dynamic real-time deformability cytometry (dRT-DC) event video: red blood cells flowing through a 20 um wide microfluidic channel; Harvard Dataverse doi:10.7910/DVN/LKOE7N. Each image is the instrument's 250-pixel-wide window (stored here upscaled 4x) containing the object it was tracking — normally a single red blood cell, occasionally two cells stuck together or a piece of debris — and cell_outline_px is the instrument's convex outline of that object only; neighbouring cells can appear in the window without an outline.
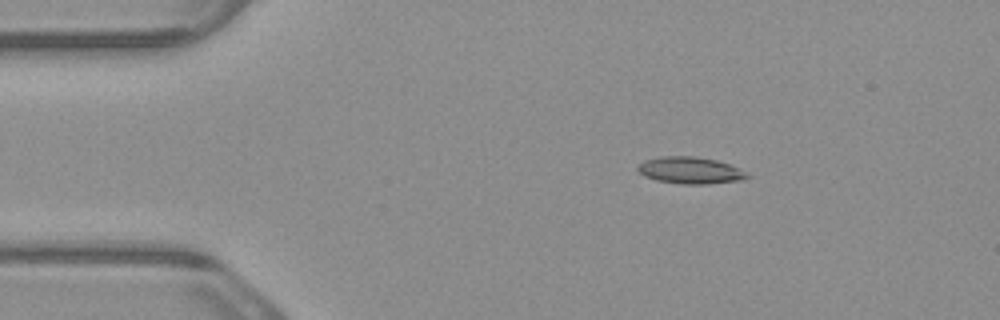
{"species": "common noctule bat (a hibernating species)", "species_latin": "Nyctalus noctula", "temperature_condition": "warm", "stored_images_in_passage": 4, "camera_frame_rate_fps": 3000, "um_per_image_px": 0.085, "animal": {"sex": "male", "body_mass_g": 23.1, "forearm_length_mm": 52.7}, "frame": {"image": 1, "passage_image": 2, "time_ms": 0.333, "image_size_px": [1000, 320], "cell_outline_px": [[752, 176], [740, 180], [708, 184], [680, 184], [656, 180], [644, 176], [636, 168], [644, 160], [660, 156], [696, 156], [716, 160], [740, 168]], "centroid_in_image_um": [58.67, 14.48], "position_along_channel_um": 26.3, "area_um2": 17.17}}
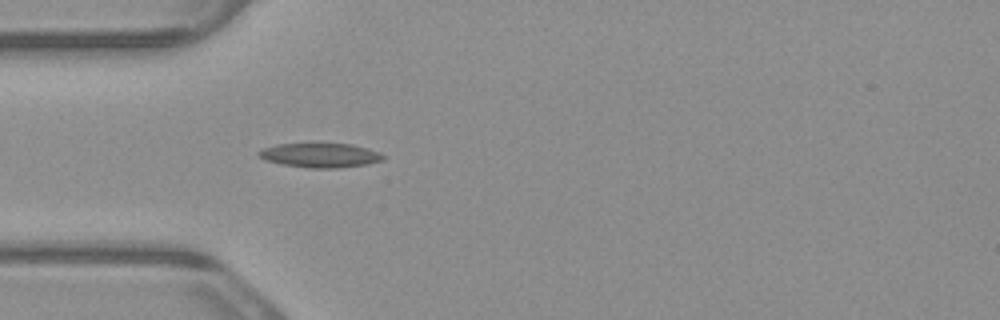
{"frame": {"image": 2, "passage_image": 4, "time_ms": 1.0, "image_size_px": [1000, 320], "cell_outline_px": [[384, 160], [368, 164], [336, 168], [308, 168], [280, 164], [264, 160], [256, 156], [256, 152], [264, 148], [276, 144], [316, 140], [352, 144], [368, 148], [380, 152], [384, 156]], "centroid_in_image_um": [27.17, 13.14], "position_along_channel_um": 57.8, "area_um2": 18.9}}